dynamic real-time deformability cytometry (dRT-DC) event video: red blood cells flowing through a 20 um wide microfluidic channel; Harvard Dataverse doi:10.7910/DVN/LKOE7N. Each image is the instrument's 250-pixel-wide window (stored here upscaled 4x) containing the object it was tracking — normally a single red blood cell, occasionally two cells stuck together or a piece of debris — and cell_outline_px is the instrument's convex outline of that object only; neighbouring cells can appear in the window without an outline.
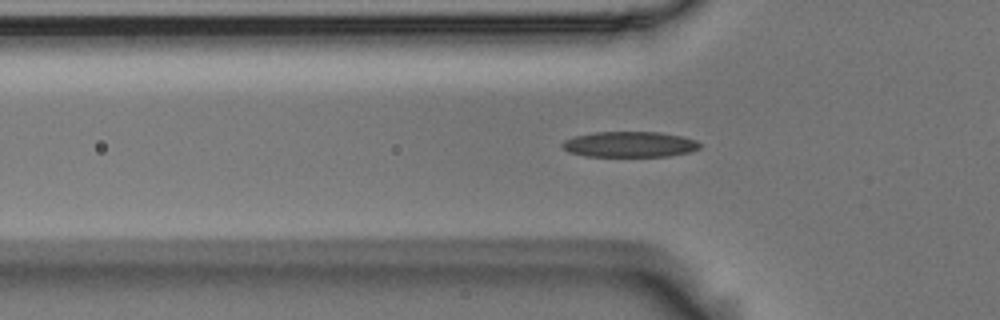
{"species": "Egyptian fruit bat (a non-hibernating species)", "species_latin": "Rousettus aegyptiacus", "temperature_condition": "room temperature", "stored_images_in_passage": 36, "camera_frame_rate_fps": 3000, "um_per_image_px": 0.085, "animal": {"sex": "male"}, "frame": {"image": 1, "passage_image": 3, "time_ms": 0.667, "image_size_px": [1000, 320], "cell_outline_px": [[700, 148], [692, 152], [668, 156], [584, 156], [568, 152], [560, 144], [564, 140], [572, 136], [596, 132], [660, 132], [684, 136], [696, 140], [700, 144]], "centroid_in_image_um": [53.52, 12.27], "position_along_channel_um": 72.3, "area_um2": 20.75}}
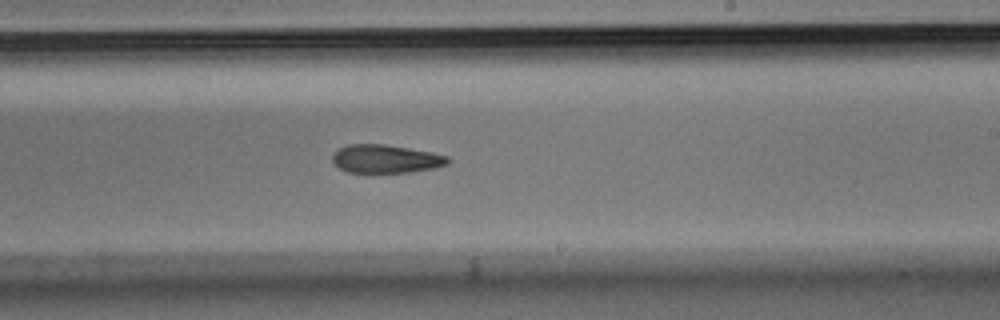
{"frame": {"image": 2, "passage_image": 18, "time_ms": 5.667, "image_size_px": [1000, 320], "cell_outline_px": [[452, 160], [448, 164], [436, 168], [408, 172], [348, 172], [340, 168], [332, 160], [332, 156], [340, 148], [348, 144], [384, 144], [432, 152], [448, 156]], "centroid_in_image_um": [32.84, 13.5], "position_along_channel_um": 256.2, "area_um2": 18.96}}
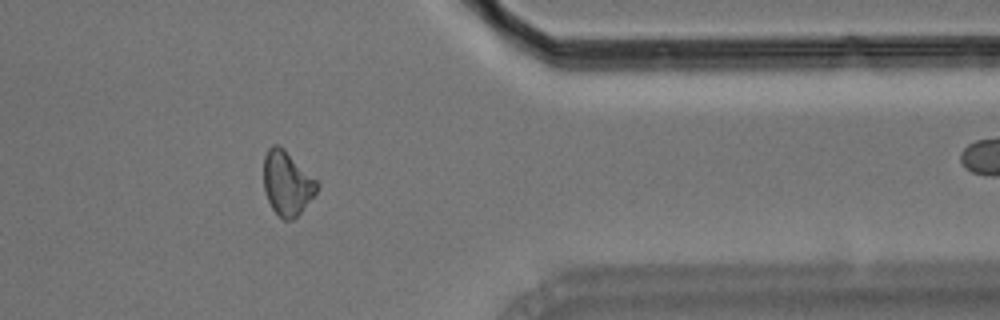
{"frame": {"image": 3, "passage_image": 30, "time_ms": 9.667, "image_size_px": [1000, 320], "cell_outline_px": [[320, 184], [316, 192], [300, 212], [292, 220], [284, 220], [272, 208], [268, 200], [264, 188], [264, 156], [268, 148], [272, 144], [280, 144]], "centroid_in_image_um": [24.38, 15.54], "position_along_channel_um": 387.0, "area_um2": 19.71}}